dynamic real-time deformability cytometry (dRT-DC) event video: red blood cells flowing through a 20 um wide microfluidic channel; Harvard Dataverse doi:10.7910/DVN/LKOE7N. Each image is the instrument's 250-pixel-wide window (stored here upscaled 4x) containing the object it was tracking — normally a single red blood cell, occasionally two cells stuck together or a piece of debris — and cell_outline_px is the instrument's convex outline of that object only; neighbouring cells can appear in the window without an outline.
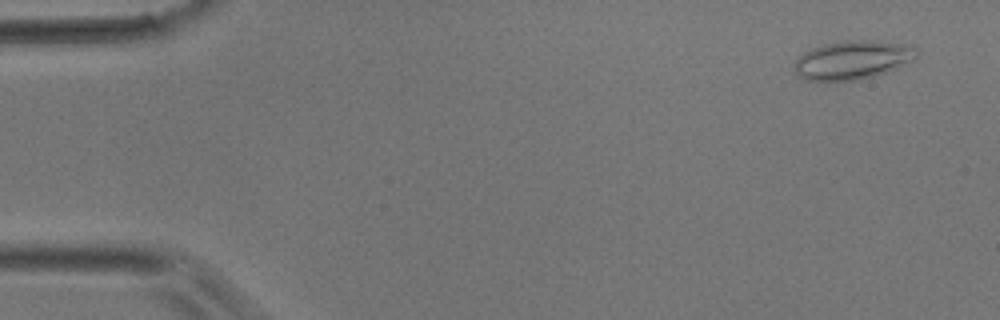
{"species": "common noctule bat (a hibernating species)", "species_latin": "Nyctalus noctula", "temperature_condition": "room temperature", "stored_images_in_passage": 3, "camera_frame_rate_fps": 3000, "um_per_image_px": 0.085, "animal": {"sex": "male", "body_mass_g": 17.9}, "frame": {"image": 1, "passage_image": 1, "time_ms": 0.0, "image_size_px": [1000, 320], "cell_outline_px": [[920, 52], [916, 60], [896, 68], [872, 76], [856, 80], [808, 80], [800, 76], [796, 72], [796, 60], [804, 52], [812, 48], [824, 44], [844, 40], [880, 40], [904, 44], [916, 48]], "centroid_in_image_um": [72.54, 5.07], "position_along_channel_um": 12.5, "area_um2": 27.46}}